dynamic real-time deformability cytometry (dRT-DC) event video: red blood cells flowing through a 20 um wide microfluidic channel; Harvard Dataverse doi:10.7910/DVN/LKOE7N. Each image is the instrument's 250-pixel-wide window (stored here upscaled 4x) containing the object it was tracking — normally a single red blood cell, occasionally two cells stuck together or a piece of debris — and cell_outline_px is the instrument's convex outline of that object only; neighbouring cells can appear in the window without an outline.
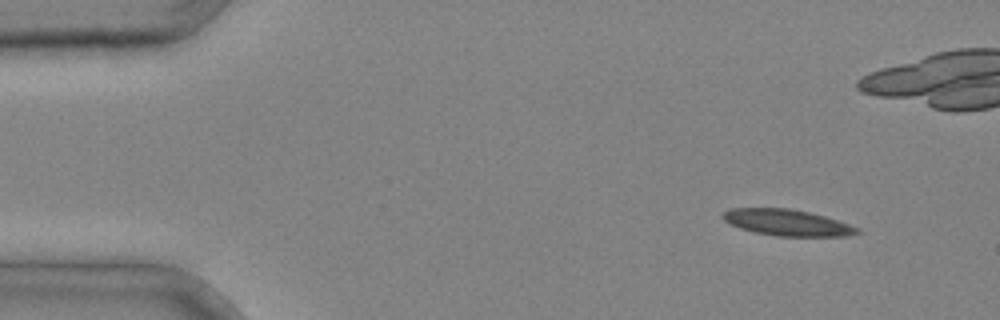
{"species": "common noctule bat (a hibernating species)", "species_latin": "Nyctalus noctula", "temperature_condition": "cold", "stored_images_in_passage": 4, "camera_frame_rate_fps": 3000, "um_per_image_px": 0.085, "animal": {"sex": "male", "body_mass_g": 20.4}, "frame": {"image": 1, "passage_image": 1, "time_ms": 0.0, "image_size_px": [1000, 320], "cell_outline_px": [[860, 232], [848, 236], [776, 236], [756, 232], [740, 228], [724, 220], [720, 216], [724, 212], [732, 208], [788, 208], [808, 212], [824, 216], [860, 228]], "centroid_in_image_um": [66.91, 18.92], "position_along_channel_um": 18.1, "area_um2": 20.35}}